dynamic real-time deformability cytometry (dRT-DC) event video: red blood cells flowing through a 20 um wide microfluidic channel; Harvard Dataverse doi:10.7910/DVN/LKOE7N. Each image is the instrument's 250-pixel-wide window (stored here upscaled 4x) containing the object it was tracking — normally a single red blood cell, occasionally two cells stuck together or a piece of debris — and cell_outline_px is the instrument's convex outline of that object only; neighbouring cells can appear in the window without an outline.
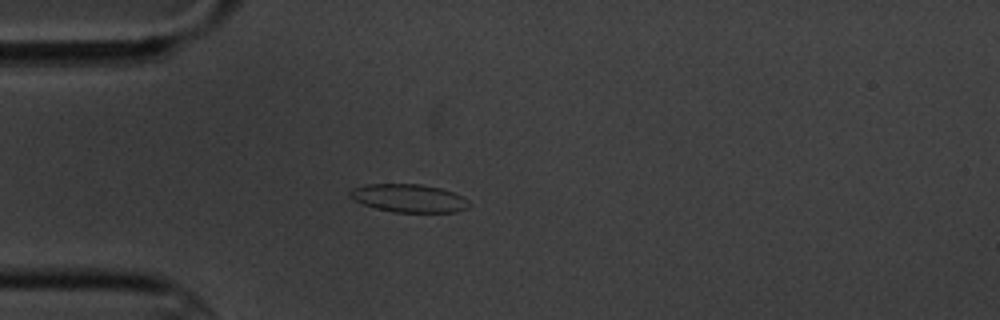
{"species": "common noctule bat (a hibernating species)", "species_latin": "Nyctalus noctula", "temperature_condition": "cold", "stored_images_in_passage": 17, "camera_frame_rate_fps": 3000, "um_per_image_px": 0.085, "animal": {"sex": "male", "body_mass_g": 20.1, "forearm_length_mm": 53.5}, "frame": {"image": 1, "passage_image": 5, "time_ms": 4.667, "image_size_px": [1000, 320], "cell_outline_px": [[472, 204], [468, 208], [456, 212], [392, 212], [376, 208], [364, 204], [348, 196], [348, 192], [352, 188], [364, 184], [420, 184], [440, 188], [464, 196]], "centroid_in_image_um": [34.77, 16.84], "position_along_channel_um": 50.2, "area_um2": 19.65}}
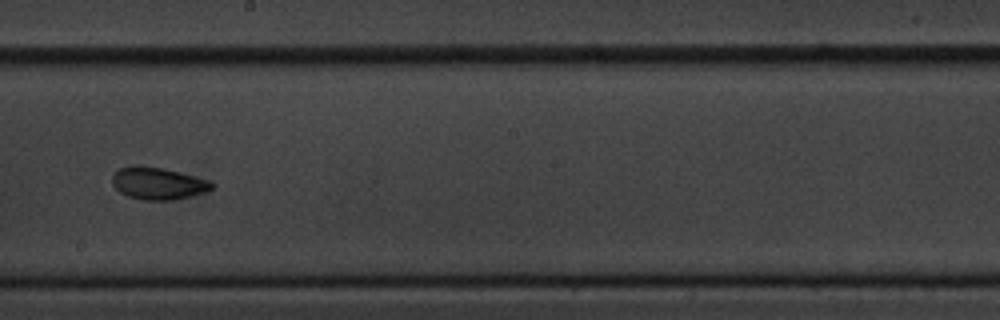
{"frame": {"image": 2, "passage_image": 10, "time_ms": 10.333, "image_size_px": [1000, 320], "cell_outline_px": [[216, 184], [212, 188], [204, 192], [172, 200], [144, 200], [128, 196], [120, 192], [112, 184], [112, 176], [120, 168], [132, 164], [140, 164], [164, 168], [212, 180]], "centroid_in_image_um": [13.44, 15.56], "position_along_channel_um": 234.8, "area_um2": 18.9}}
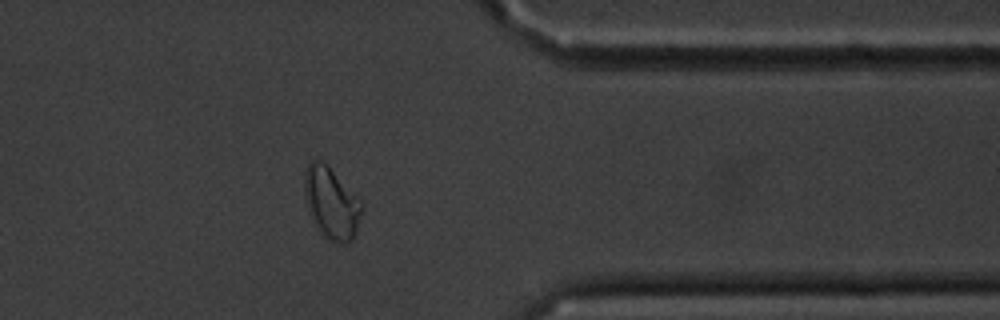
{"frame": {"image": 3, "passage_image": 14, "time_ms": 15.0, "image_size_px": [1000, 320], "cell_outline_px": [[364, 208], [356, 232], [352, 240], [344, 244], [328, 240], [316, 228], [312, 220], [304, 192], [304, 172], [308, 164], [312, 160], [320, 160], [328, 164], [364, 204]], "centroid_in_image_um": [28.18, 17.25], "position_along_channel_um": 383.2, "area_um2": 24.16}, "authors_computed_cell_mechanics": {"area_um2": 18.785, "velocity_mm_per_s": 3.4368, "shape_relaxation_time_tau1_ms": 3.9754, "shape_relaxation_time_tau2_ms": 2.1869, "deformation_change_tau1": 0.0921, "deformation_change_tau2": 0.0716}}